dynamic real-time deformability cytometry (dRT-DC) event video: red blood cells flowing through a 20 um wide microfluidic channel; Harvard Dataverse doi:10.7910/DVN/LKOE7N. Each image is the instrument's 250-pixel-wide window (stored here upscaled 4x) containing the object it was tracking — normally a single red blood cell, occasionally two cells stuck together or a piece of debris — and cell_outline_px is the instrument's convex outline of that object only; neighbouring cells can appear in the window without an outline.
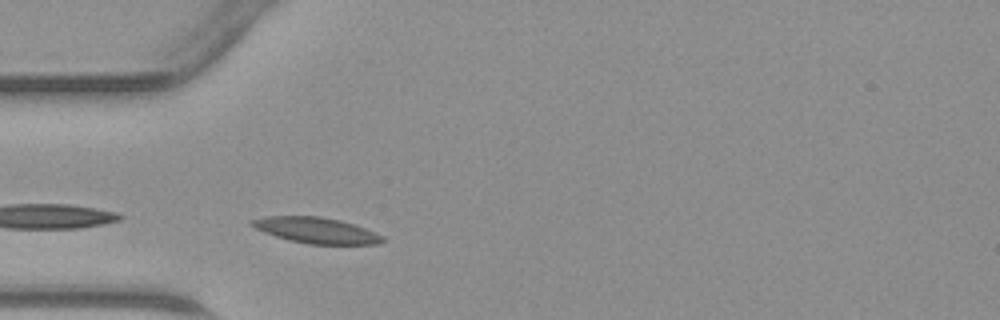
{"species": "common noctule bat (a hibernating species)", "species_latin": "Nyctalus noctula", "temperature_condition": "warm", "stored_images_in_passage": 12, "camera_frame_rate_fps": 3000, "um_per_image_px": 0.085, "animal": {"sex": "male", "body_mass_g": 23.1, "forearm_length_mm": 52.7}, "frame": {"image": 1, "passage_image": 1, "time_ms": 0.0, "image_size_px": [1000, 320], "cell_outline_px": [[384, 240], [380, 244], [308, 244], [276, 236], [264, 232], [248, 224], [248, 220], [268, 216], [320, 216], [340, 220], [376, 232], [384, 236]], "centroid_in_image_um": [26.87, 19.57], "position_along_channel_um": 58.1, "area_um2": 19.59}}
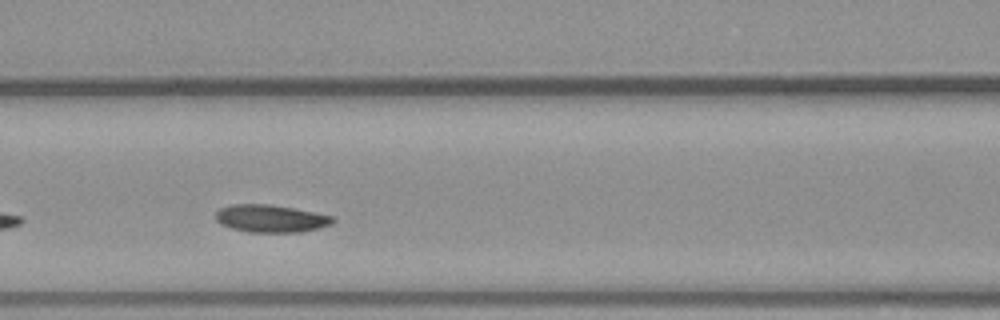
{"frame": {"image": 2, "passage_image": 7, "time_ms": 2.0, "image_size_px": [1000, 320], "cell_outline_px": [[336, 220], [332, 224], [320, 228], [300, 232], [248, 232], [232, 228], [220, 224], [216, 220], [216, 212], [220, 208], [232, 204], [268, 204], [292, 208], [332, 216]], "centroid_in_image_um": [23.01, 18.58], "position_along_channel_um": 143.6, "area_um2": 18.73}}
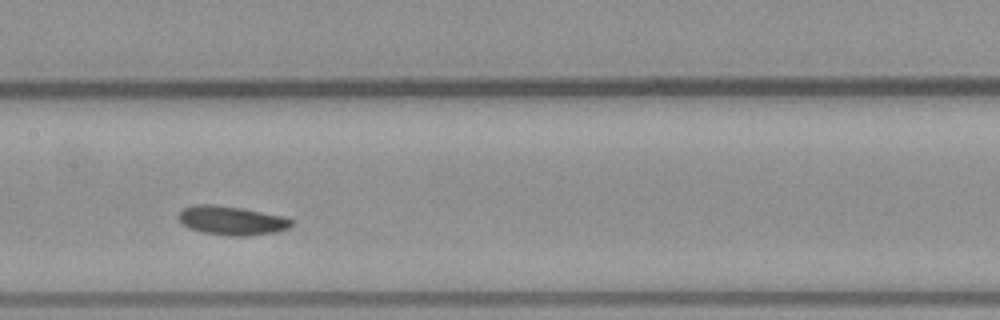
{"frame": {"image": 3, "passage_image": 10, "time_ms": 3.0, "image_size_px": [1000, 320], "cell_outline_px": [[292, 224], [288, 228], [276, 232], [248, 236], [228, 236], [204, 232], [188, 228], [176, 216], [184, 208], [192, 204], [216, 204], [240, 208], [284, 216], [292, 220]], "centroid_in_image_um": [19.67, 18.74], "position_along_channel_um": 187.7, "area_um2": 19.07}}